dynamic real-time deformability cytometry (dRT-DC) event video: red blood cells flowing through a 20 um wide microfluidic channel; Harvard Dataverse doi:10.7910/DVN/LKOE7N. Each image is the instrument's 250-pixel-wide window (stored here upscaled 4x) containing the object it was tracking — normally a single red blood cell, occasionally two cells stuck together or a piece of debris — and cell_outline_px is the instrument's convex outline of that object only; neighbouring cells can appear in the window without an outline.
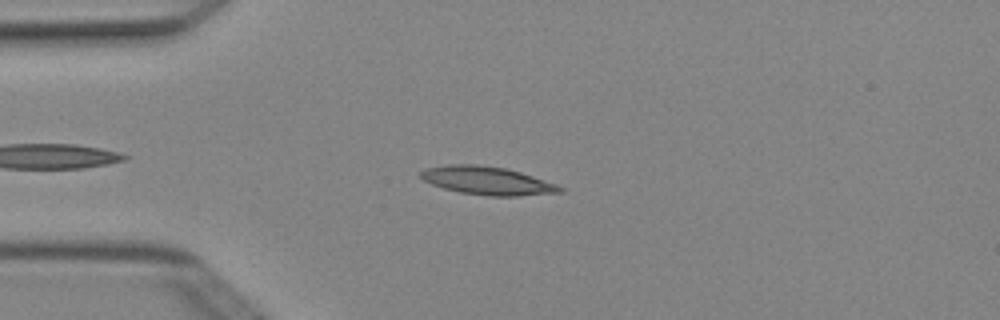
{"species": "Egyptian fruit bat (a non-hibernating species)", "species_latin": "Rousettus aegyptiacus", "temperature_condition": "cold", "stored_images_in_passage": 5, "camera_frame_rate_fps": 3000, "um_per_image_px": 0.085, "animal": {"sex": "female"}, "frame": {"image": 1, "passage_image": 3, "time_ms": 0.667, "image_size_px": [1000, 320], "cell_outline_px": [[564, 192], [520, 196], [492, 196], [460, 192], [444, 188], [432, 184], [424, 180], [420, 176], [420, 172], [428, 168], [448, 164], [476, 164], [508, 168], [556, 184], [564, 188]], "centroid_in_image_um": [41.45, 15.35], "position_along_channel_um": 43.6, "area_um2": 22.77}}
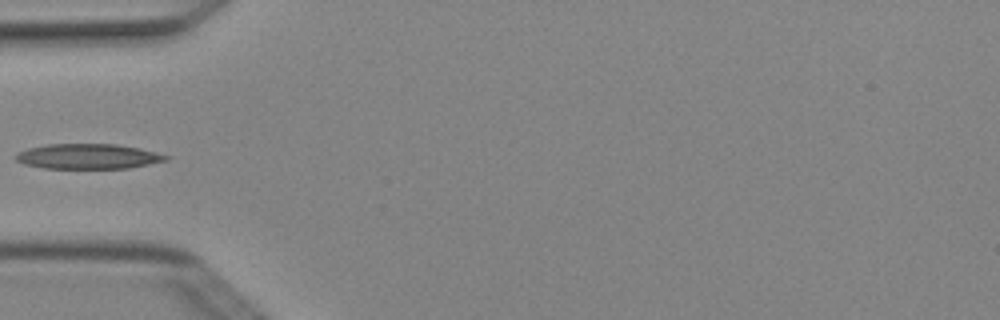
{"frame": {"image": 2, "passage_image": 4, "time_ms": 1.0, "image_size_px": [1000, 320], "cell_outline_px": [[172, 156], [168, 160], [128, 168], [44, 168], [24, 164], [16, 160], [16, 156], [20, 152], [28, 148], [48, 144], [116, 144], [140, 148]], "centroid_in_image_um": [7.53, 13.29], "position_along_channel_um": 77.5, "area_um2": 21.85}}
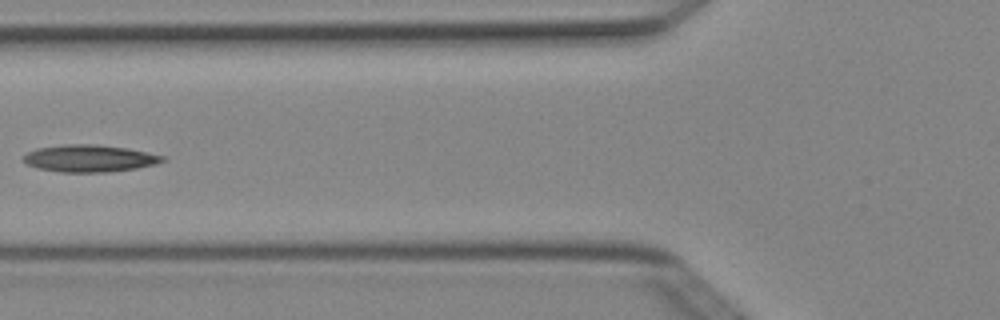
{"frame": {"image": 3, "passage_image": 5, "time_ms": 1.333, "image_size_px": [1000, 320], "cell_outline_px": [[168, 160], [156, 164], [136, 168], [108, 172], [60, 172], [36, 168], [28, 164], [24, 160], [24, 156], [28, 152], [36, 148], [64, 144], [96, 144], [124, 148], [164, 156]], "centroid_in_image_um": [7.6, 13.46], "position_along_channel_um": 118.2, "area_um2": 21.85}}